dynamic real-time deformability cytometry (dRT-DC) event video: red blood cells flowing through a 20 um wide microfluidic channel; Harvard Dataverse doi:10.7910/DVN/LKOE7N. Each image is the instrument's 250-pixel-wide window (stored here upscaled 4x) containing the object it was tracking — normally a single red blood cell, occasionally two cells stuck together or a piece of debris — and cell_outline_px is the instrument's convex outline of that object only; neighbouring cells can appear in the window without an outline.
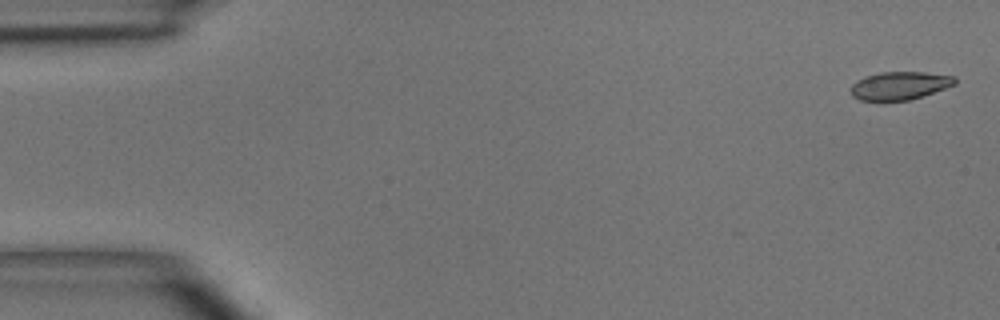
{"species": "common noctule bat (a hibernating species)", "species_latin": "Nyctalus noctula", "temperature_condition": "room temperature", "stored_images_in_passage": 5, "segment_of_instrument_passage": [1, 2], "camera_frame_rate_fps": 3000, "um_per_image_px": 0.085, "animal": {"sex": "male", "body_mass_g": 15.6}, "frame": {"image": 1, "passage_image": 1, "time_ms": 0.0, "image_size_px": [1000, 320], "cell_outline_px": [[956, 84], [924, 96], [908, 100], [884, 104], [860, 100], [852, 96], [852, 84], [856, 80], [880, 72], [924, 72], [956, 76]], "centroid_in_image_um": [76.46, 7.33], "position_along_channel_um": 8.5, "area_um2": 17.63}}
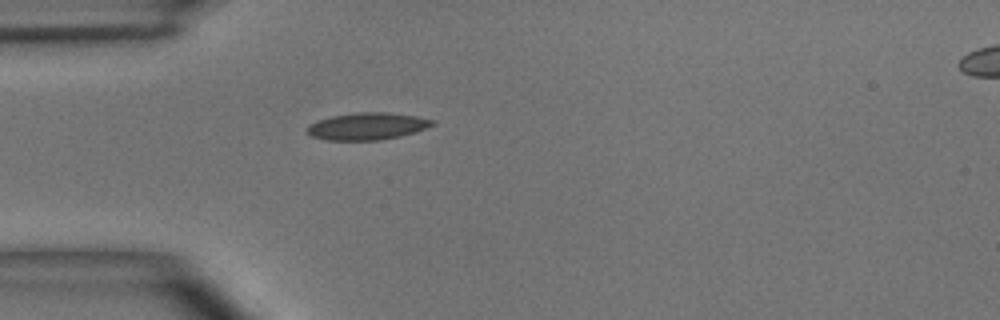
{"frame": {"image": 2, "passage_image": 4, "time_ms": 4.333, "image_size_px": [1000, 320], "cell_outline_px": [[436, 124], [416, 132], [400, 136], [380, 140], [324, 140], [312, 136], [308, 132], [308, 124], [316, 120], [332, 116], [356, 112], [388, 112], [416, 116], [436, 120]], "centroid_in_image_um": [31.24, 10.72], "position_along_channel_um": 53.8, "area_um2": 19.94}}